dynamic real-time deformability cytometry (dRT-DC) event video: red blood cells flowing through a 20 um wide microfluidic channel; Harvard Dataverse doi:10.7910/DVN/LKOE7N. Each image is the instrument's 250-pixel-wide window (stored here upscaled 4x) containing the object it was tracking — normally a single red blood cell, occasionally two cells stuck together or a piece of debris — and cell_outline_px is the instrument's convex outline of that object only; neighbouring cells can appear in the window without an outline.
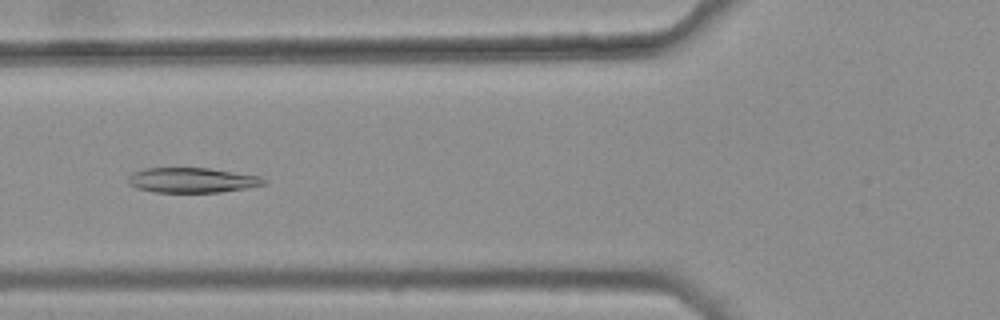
{"species": "common noctule bat (a hibernating species)", "species_latin": "Nyctalus noctula", "temperature_condition": "warm", "stored_images_in_passage": 41, "camera_frame_rate_fps": 3000, "um_per_image_px": 0.085, "animal": {"sex": "female", "body_mass_g": 25.1}, "frame": {"image": 1, "passage_image": 16, "time_ms": 5.0, "image_size_px": [1000, 320], "cell_outline_px": [[264, 184], [244, 188], [220, 192], [152, 192], [136, 188], [128, 184], [128, 176], [132, 172], [144, 168], [208, 168], [260, 176], [264, 180]], "centroid_in_image_um": [16.24, 15.31], "position_along_channel_um": 109.6, "area_um2": 19.65}}
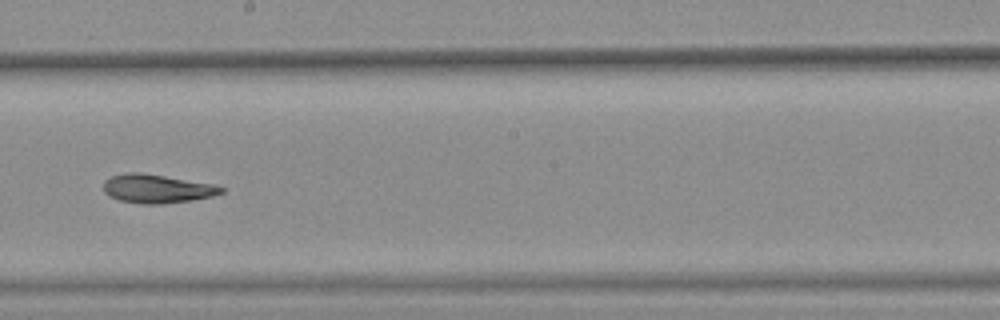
{"frame": {"image": 2, "passage_image": 26, "time_ms": 8.333, "image_size_px": [1000, 320], "cell_outline_px": [[224, 192], [212, 196], [192, 200], [160, 204], [140, 204], [120, 200], [104, 192], [104, 180], [112, 176], [128, 172], [140, 172], [216, 184], [224, 188]], "centroid_in_image_um": [13.37, 16.03], "position_along_channel_um": 234.8, "area_um2": 19.65}}
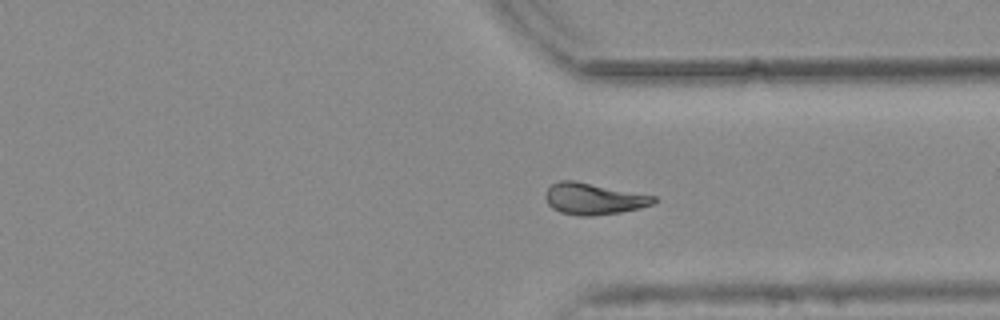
{"frame": {"image": 3, "passage_image": 36, "time_ms": 11.667, "image_size_px": [1000, 320], "cell_outline_px": [[660, 200], [652, 204], [640, 208], [620, 212], [592, 216], [576, 216], [560, 212], [552, 208], [548, 204], [544, 196], [544, 192], [552, 184], [560, 180], [576, 180], [656, 196]], "centroid_in_image_um": [50.45, 16.89], "position_along_channel_um": 360.9, "area_um2": 20.17}, "authors_computed_cell_mechanics": {"area_um2": 19.8254, "velocity_mm_per_s": 3.7637, "shape_relaxation_time_tau1_ms": null, "shape_relaxation_time_tau2_ms": 9.3983, "deformation_change_tau1": null, "deformation_change_tau2": 0.1381}}